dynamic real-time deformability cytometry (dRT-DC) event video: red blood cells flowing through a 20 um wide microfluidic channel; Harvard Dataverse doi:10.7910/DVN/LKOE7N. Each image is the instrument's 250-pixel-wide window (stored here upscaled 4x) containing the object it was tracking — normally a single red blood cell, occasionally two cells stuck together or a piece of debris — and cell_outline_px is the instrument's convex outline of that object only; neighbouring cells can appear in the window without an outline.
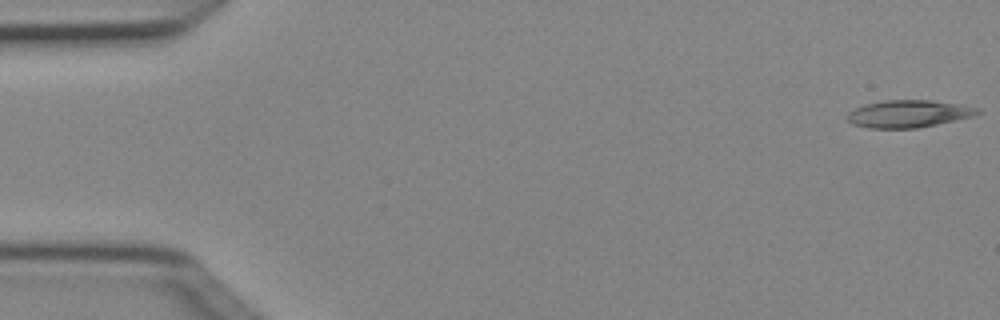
{"species": "Egyptian fruit bat (a non-hibernating species)", "species_latin": "Rousettus aegyptiacus", "temperature_condition": "cold", "stored_images_in_passage": 7, "camera_frame_rate_fps": 3000, "um_per_image_px": 0.085, "animal": {"sex": "female"}, "frame": {"image": 1, "passage_image": 1, "time_ms": 0.0, "image_size_px": [1000, 320], "cell_outline_px": [[980, 112], [972, 116], [936, 124], [916, 128], [868, 128], [852, 124], [848, 120], [848, 112], [864, 104], [884, 100], [928, 100], [960, 104], [980, 108]], "centroid_in_image_um": [77.2, 9.66], "position_along_channel_um": 7.8, "area_um2": 20.58}}
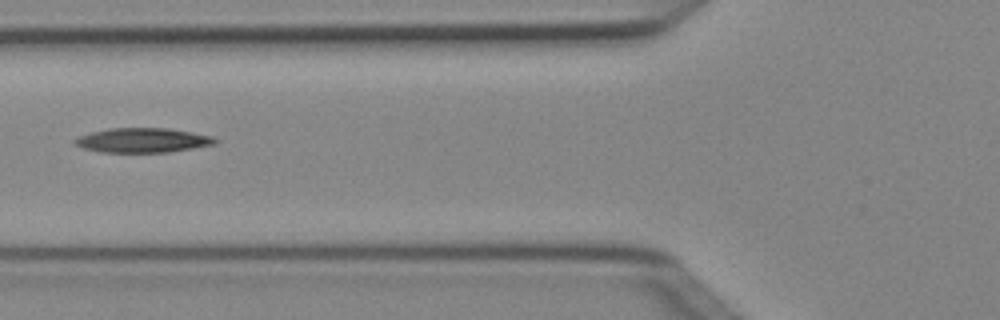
{"frame": {"image": 2, "passage_image": 6, "time_ms": 1.667, "image_size_px": [1000, 320], "cell_outline_px": [[220, 140], [216, 144], [168, 152], [100, 152], [84, 148], [72, 144], [72, 140], [80, 136], [92, 132], [108, 128], [168, 128], [192, 132], [212, 136]], "centroid_in_image_um": [12.13, 11.92], "position_along_channel_um": 113.7, "area_um2": 20.11}}
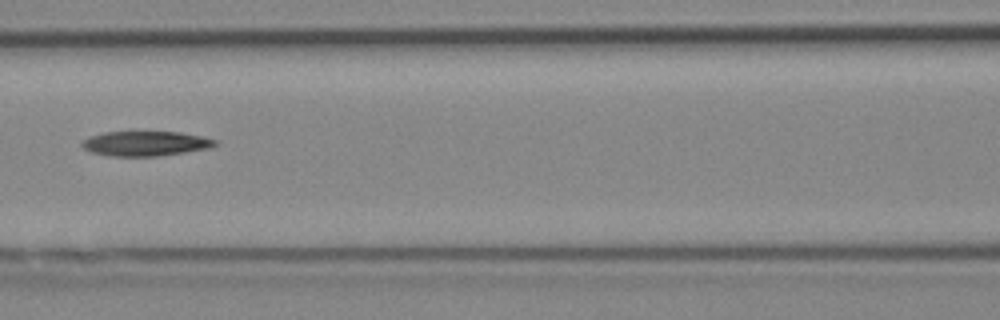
{"frame": {"image": 3, "passage_image": 7, "time_ms": 2.0, "image_size_px": [1000, 320], "cell_outline_px": [[216, 144], [208, 148], [184, 152], [156, 156], [108, 156], [92, 152], [84, 148], [80, 144], [88, 136], [104, 132], [180, 132], [200, 136], [216, 140]], "centroid_in_image_um": [12.31, 12.2], "position_along_channel_um": 154.3, "area_um2": 19.02}}